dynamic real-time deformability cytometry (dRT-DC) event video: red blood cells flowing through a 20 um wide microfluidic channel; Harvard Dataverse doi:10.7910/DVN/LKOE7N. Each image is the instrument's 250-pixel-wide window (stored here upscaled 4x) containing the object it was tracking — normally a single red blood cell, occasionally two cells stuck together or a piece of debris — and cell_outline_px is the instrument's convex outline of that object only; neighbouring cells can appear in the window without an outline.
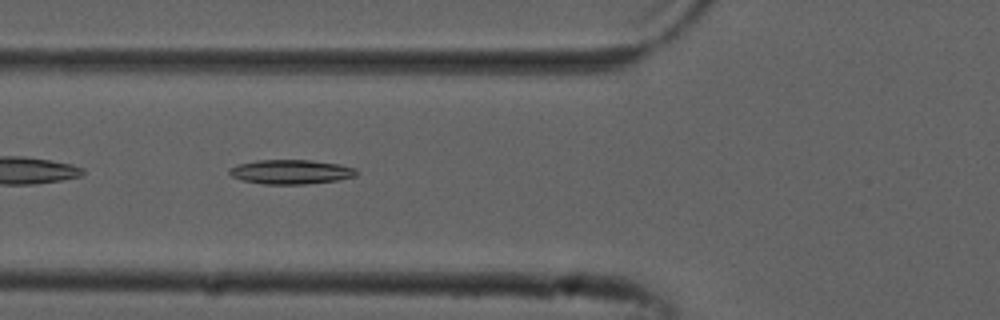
{"species": "common noctule bat (a hibernating species)", "species_latin": "Nyctalus noctula", "temperature_condition": "cold", "stored_images_in_passage": 37, "camera_frame_rate_fps": 3000, "um_per_image_px": 0.085, "animal": {"sex": "male", "forearm_length_mm": 52.5}, "frame": {"image": 1, "passage_image": 4, "time_ms": 1.0, "image_size_px": [1000, 320], "cell_outline_px": [[356, 176], [336, 180], [304, 184], [264, 184], [244, 180], [232, 176], [228, 172], [228, 168], [236, 164], [256, 160], [312, 160], [340, 164], [356, 168]], "centroid_in_image_um": [24.7, 14.59], "position_along_channel_um": 101.1, "area_um2": 18.03}}
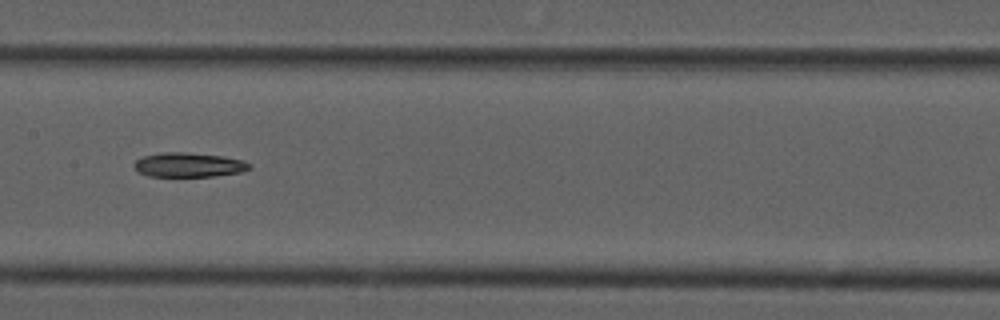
{"frame": {"image": 2, "passage_image": 11, "time_ms": 3.333, "image_size_px": [1000, 320], "cell_outline_px": [[252, 168], [240, 172], [212, 176], [148, 176], [136, 172], [132, 164], [136, 160], [144, 156], [160, 152], [184, 152], [220, 156], [240, 160], [252, 164]], "centroid_in_image_um": [15.98, 14.01], "position_along_channel_um": 191.4, "area_um2": 16.36}}
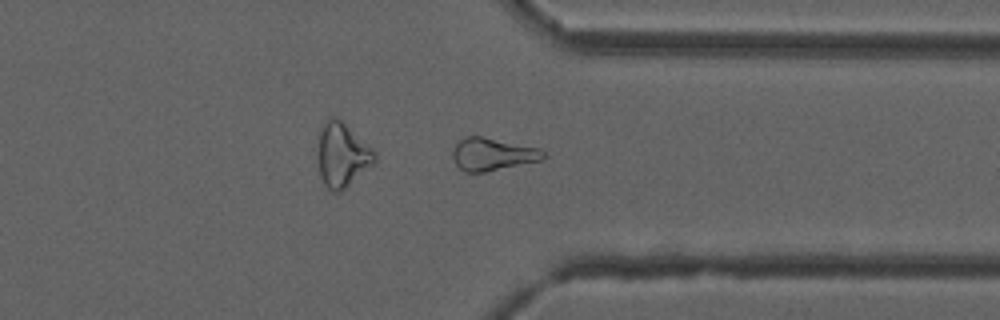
{"frame": {"image": 3, "passage_image": 25, "time_ms": 8.0, "image_size_px": [1000, 320], "cell_outline_px": [[548, 156], [544, 160], [484, 172], [464, 172], [456, 164], [452, 156], [452, 148], [464, 136], [480, 136], [540, 148]], "centroid_in_image_um": [41.88, 13.11], "position_along_channel_um": 369.5, "area_um2": 17.34}}